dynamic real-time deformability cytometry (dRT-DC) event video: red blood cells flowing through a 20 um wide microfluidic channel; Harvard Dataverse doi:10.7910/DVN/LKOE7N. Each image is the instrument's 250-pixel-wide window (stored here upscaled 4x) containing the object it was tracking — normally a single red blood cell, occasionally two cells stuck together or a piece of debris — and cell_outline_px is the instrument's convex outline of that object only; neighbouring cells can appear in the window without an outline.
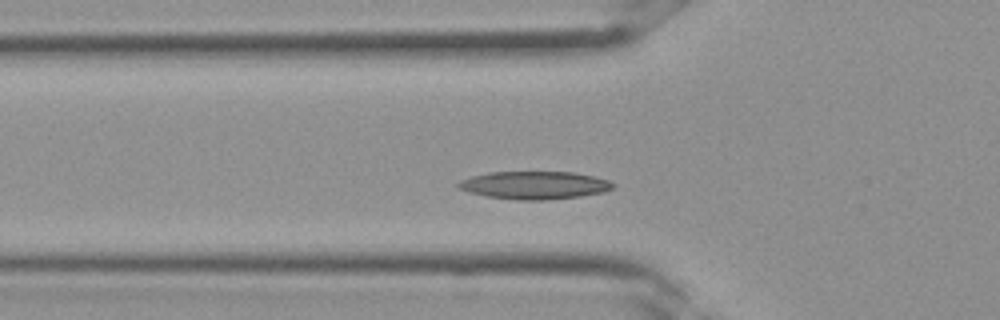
{"species": "Egyptian fruit bat (a non-hibernating species)", "species_latin": "Rousettus aegyptiacus", "temperature_condition": "room temperature", "stored_images_in_passage": 5, "camera_frame_rate_fps": 3000, "um_per_image_px": 0.085, "frame": {"image": 1, "passage_image": 4, "time_ms": 1.0, "image_size_px": [1000, 320], "cell_outline_px": [[616, 184], [612, 188], [604, 192], [580, 196], [544, 200], [516, 200], [488, 196], [472, 192], [460, 188], [456, 184], [460, 180], [472, 176], [488, 172], [572, 172], [592, 176], [608, 180]], "centroid_in_image_um": [45.45, 15.74], "position_along_channel_um": 80.4, "area_um2": 24.85}}